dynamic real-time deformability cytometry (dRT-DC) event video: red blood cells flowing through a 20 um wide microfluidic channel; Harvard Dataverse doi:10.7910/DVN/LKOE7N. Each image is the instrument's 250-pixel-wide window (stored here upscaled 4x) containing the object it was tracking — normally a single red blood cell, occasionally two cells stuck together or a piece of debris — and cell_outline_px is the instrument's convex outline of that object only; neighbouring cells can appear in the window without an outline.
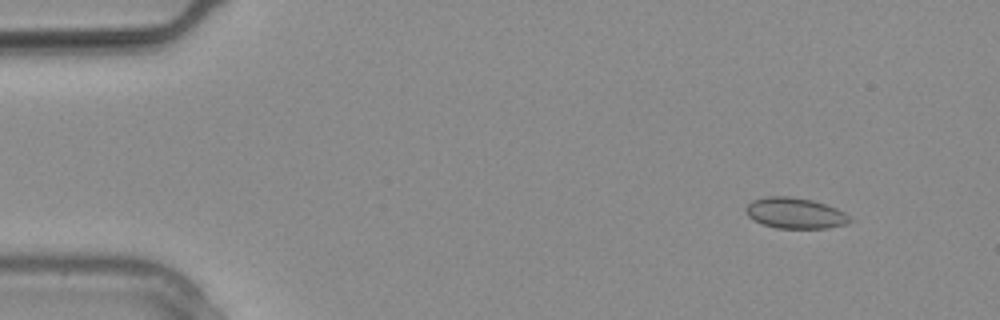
{"species": "common noctule bat (a hibernating species)", "species_latin": "Nyctalus noctula", "temperature_condition": "warm", "stored_images_in_passage": 8, "camera_frame_rate_fps": 3000, "um_per_image_px": 0.085, "animal": {"sex": "male", "body_mass_g": 20.4}, "frame": {"image": 1, "passage_image": 1, "time_ms": 0.0, "image_size_px": [1000, 320], "cell_outline_px": [[848, 220], [844, 224], [824, 228], [780, 228], [764, 224], [748, 216], [748, 204], [756, 200], [772, 196], [784, 196], [808, 200], [824, 204], [840, 212]], "centroid_in_image_um": [67.52, 18.13], "position_along_channel_um": 17.5, "area_um2": 17.34}}
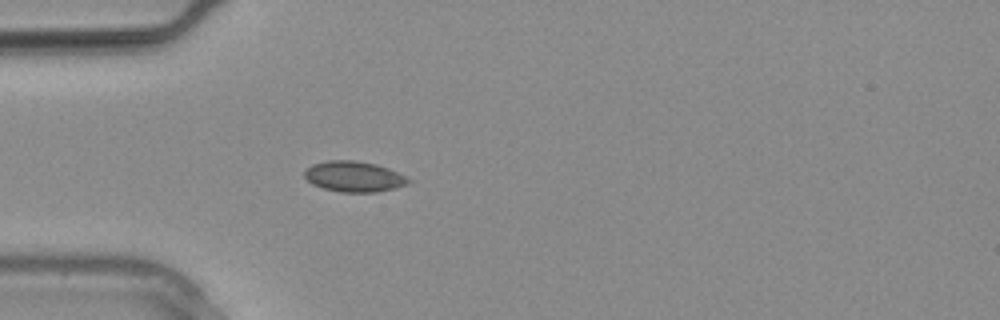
{"frame": {"image": 2, "passage_image": 6, "time_ms": 1.667, "image_size_px": [1000, 320], "cell_outline_px": [[408, 180], [404, 184], [392, 188], [372, 192], [344, 192], [324, 188], [308, 180], [304, 176], [304, 172], [308, 168], [316, 164], [332, 160], [352, 160], [372, 164], [396, 172], [404, 176]], "centroid_in_image_um": [30.03, 15.01], "position_along_channel_um": 55.0, "area_um2": 17.46}}
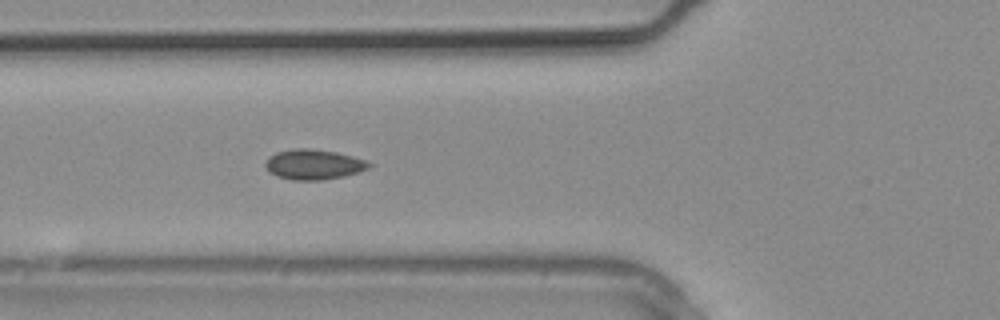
{"frame": {"image": 3, "passage_image": 8, "time_ms": 2.333, "image_size_px": [1000, 320], "cell_outline_px": [[372, 164], [368, 168], [356, 172], [340, 176], [316, 180], [296, 180], [280, 176], [272, 172], [268, 168], [268, 160], [272, 156], [280, 152], [336, 152], [364, 160]], "centroid_in_image_um": [26.75, 14.04], "position_along_channel_um": 99.0, "area_um2": 16.18}}